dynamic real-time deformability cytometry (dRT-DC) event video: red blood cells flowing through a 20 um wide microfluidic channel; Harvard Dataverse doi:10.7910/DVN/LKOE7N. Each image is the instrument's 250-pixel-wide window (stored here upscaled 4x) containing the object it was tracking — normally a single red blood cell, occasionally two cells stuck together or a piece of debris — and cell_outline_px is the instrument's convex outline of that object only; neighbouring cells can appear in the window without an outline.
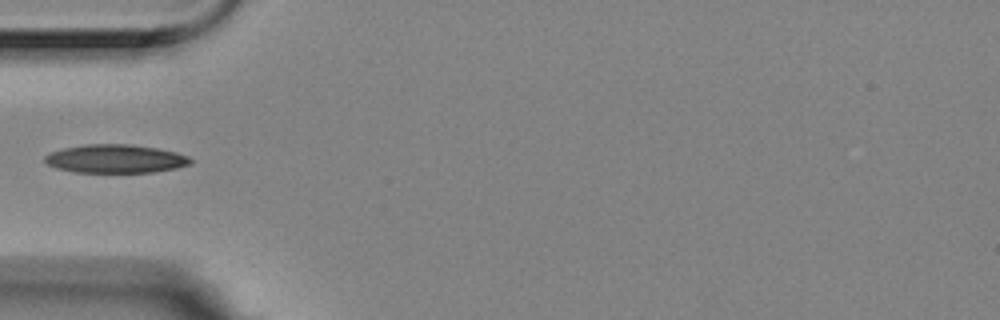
{"species": "Egyptian fruit bat (a non-hibernating species)", "species_latin": "Rousettus aegyptiacus", "temperature_condition": "room temperature", "stored_images_in_passage": 14, "camera_frame_rate_fps": 3000, "um_per_image_px": 0.085, "animal": {"sex": "female"}, "frame": {"image": 1, "passage_image": 5, "time_ms": 1.333, "image_size_px": [1000, 320], "cell_outline_px": [[192, 164], [176, 168], [152, 172], [72, 172], [56, 168], [48, 164], [44, 160], [44, 156], [52, 152], [64, 148], [84, 144], [128, 144], [156, 148], [176, 152], [188, 156], [192, 160]], "centroid_in_image_um": [9.82, 13.49], "position_along_channel_um": 75.2, "area_um2": 24.1}}
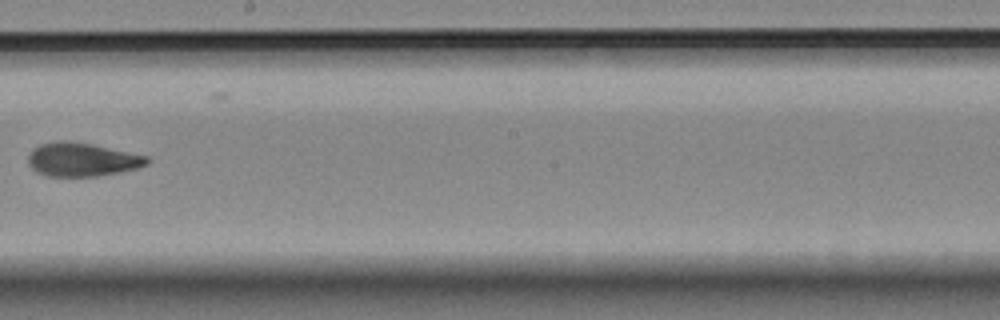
{"frame": {"image": 2, "passage_image": 9, "time_ms": 2.667, "image_size_px": [1000, 320], "cell_outline_px": [[152, 160], [148, 164], [140, 168], [120, 172], [96, 176], [48, 176], [36, 172], [28, 164], [28, 156], [40, 144], [60, 140], [88, 144], [148, 156]], "centroid_in_image_um": [7.0, 13.58], "position_along_channel_um": 241.2, "area_um2": 23.0}}
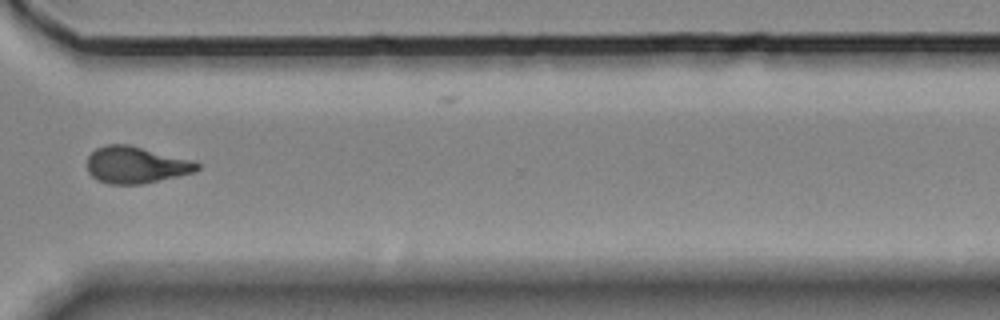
{"frame": {"image": 3, "passage_image": 12, "time_ms": 3.667, "image_size_px": [1000, 320], "cell_outline_px": [[200, 168], [192, 172], [144, 184], [108, 184], [96, 180], [88, 172], [88, 156], [96, 148], [108, 144], [128, 144], [192, 160], [200, 164]], "centroid_in_image_um": [11.52, 14.02], "position_along_channel_um": 359.1, "area_um2": 23.47}}